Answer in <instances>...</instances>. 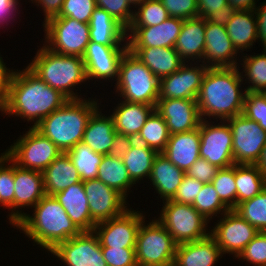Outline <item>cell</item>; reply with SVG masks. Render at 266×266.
<instances>
[{
  "label": "cell",
  "mask_w": 266,
  "mask_h": 266,
  "mask_svg": "<svg viewBox=\"0 0 266 266\" xmlns=\"http://www.w3.org/2000/svg\"><path fill=\"white\" fill-rule=\"evenodd\" d=\"M14 210L19 207L35 206L45 195L42 173L24 169L14 163Z\"/></svg>",
  "instance_id": "27"
},
{
  "label": "cell",
  "mask_w": 266,
  "mask_h": 266,
  "mask_svg": "<svg viewBox=\"0 0 266 266\" xmlns=\"http://www.w3.org/2000/svg\"><path fill=\"white\" fill-rule=\"evenodd\" d=\"M237 206L266 188V177L255 164H235Z\"/></svg>",
  "instance_id": "34"
},
{
  "label": "cell",
  "mask_w": 266,
  "mask_h": 266,
  "mask_svg": "<svg viewBox=\"0 0 266 266\" xmlns=\"http://www.w3.org/2000/svg\"><path fill=\"white\" fill-rule=\"evenodd\" d=\"M155 106L123 101L111 115L116 132L137 137Z\"/></svg>",
  "instance_id": "31"
},
{
  "label": "cell",
  "mask_w": 266,
  "mask_h": 266,
  "mask_svg": "<svg viewBox=\"0 0 266 266\" xmlns=\"http://www.w3.org/2000/svg\"><path fill=\"white\" fill-rule=\"evenodd\" d=\"M88 24L90 41L105 46H120L128 35L127 29L121 23L99 7L94 9Z\"/></svg>",
  "instance_id": "29"
},
{
  "label": "cell",
  "mask_w": 266,
  "mask_h": 266,
  "mask_svg": "<svg viewBox=\"0 0 266 266\" xmlns=\"http://www.w3.org/2000/svg\"><path fill=\"white\" fill-rule=\"evenodd\" d=\"M238 258L245 259L255 266H266V232H259L242 250Z\"/></svg>",
  "instance_id": "48"
},
{
  "label": "cell",
  "mask_w": 266,
  "mask_h": 266,
  "mask_svg": "<svg viewBox=\"0 0 266 266\" xmlns=\"http://www.w3.org/2000/svg\"><path fill=\"white\" fill-rule=\"evenodd\" d=\"M188 67L185 63L178 71L160 79L159 99H196L203 77L209 67Z\"/></svg>",
  "instance_id": "19"
},
{
  "label": "cell",
  "mask_w": 266,
  "mask_h": 266,
  "mask_svg": "<svg viewBox=\"0 0 266 266\" xmlns=\"http://www.w3.org/2000/svg\"><path fill=\"white\" fill-rule=\"evenodd\" d=\"M158 220L177 245L206 238L208 220L192 205L166 200Z\"/></svg>",
  "instance_id": "8"
},
{
  "label": "cell",
  "mask_w": 266,
  "mask_h": 266,
  "mask_svg": "<svg viewBox=\"0 0 266 266\" xmlns=\"http://www.w3.org/2000/svg\"><path fill=\"white\" fill-rule=\"evenodd\" d=\"M155 111L166 121L170 135L197 129L204 119L196 99H158Z\"/></svg>",
  "instance_id": "18"
},
{
  "label": "cell",
  "mask_w": 266,
  "mask_h": 266,
  "mask_svg": "<svg viewBox=\"0 0 266 266\" xmlns=\"http://www.w3.org/2000/svg\"><path fill=\"white\" fill-rule=\"evenodd\" d=\"M5 108V97L0 93V111L4 112Z\"/></svg>",
  "instance_id": "62"
},
{
  "label": "cell",
  "mask_w": 266,
  "mask_h": 266,
  "mask_svg": "<svg viewBox=\"0 0 266 266\" xmlns=\"http://www.w3.org/2000/svg\"><path fill=\"white\" fill-rule=\"evenodd\" d=\"M73 165L76 167L82 181L97 179L99 165L103 154L94 152L83 142L77 143L66 152Z\"/></svg>",
  "instance_id": "38"
},
{
  "label": "cell",
  "mask_w": 266,
  "mask_h": 266,
  "mask_svg": "<svg viewBox=\"0 0 266 266\" xmlns=\"http://www.w3.org/2000/svg\"><path fill=\"white\" fill-rule=\"evenodd\" d=\"M98 107L94 100L69 99L35 128L66 153L82 142L88 121Z\"/></svg>",
  "instance_id": "4"
},
{
  "label": "cell",
  "mask_w": 266,
  "mask_h": 266,
  "mask_svg": "<svg viewBox=\"0 0 266 266\" xmlns=\"http://www.w3.org/2000/svg\"><path fill=\"white\" fill-rule=\"evenodd\" d=\"M82 183L88 199L91 218L96 223L120 216L127 210L126 198L98 178L85 180Z\"/></svg>",
  "instance_id": "16"
},
{
  "label": "cell",
  "mask_w": 266,
  "mask_h": 266,
  "mask_svg": "<svg viewBox=\"0 0 266 266\" xmlns=\"http://www.w3.org/2000/svg\"><path fill=\"white\" fill-rule=\"evenodd\" d=\"M185 171L176 167L162 153L155 157L149 179L163 198L171 200L182 183Z\"/></svg>",
  "instance_id": "30"
},
{
  "label": "cell",
  "mask_w": 266,
  "mask_h": 266,
  "mask_svg": "<svg viewBox=\"0 0 266 266\" xmlns=\"http://www.w3.org/2000/svg\"><path fill=\"white\" fill-rule=\"evenodd\" d=\"M121 46H105L96 42H89L82 57L87 79H108L113 80L119 76V65L123 55L128 51L127 43Z\"/></svg>",
  "instance_id": "17"
},
{
  "label": "cell",
  "mask_w": 266,
  "mask_h": 266,
  "mask_svg": "<svg viewBox=\"0 0 266 266\" xmlns=\"http://www.w3.org/2000/svg\"><path fill=\"white\" fill-rule=\"evenodd\" d=\"M50 252L67 266H107L99 239L93 231L81 232L59 243Z\"/></svg>",
  "instance_id": "15"
},
{
  "label": "cell",
  "mask_w": 266,
  "mask_h": 266,
  "mask_svg": "<svg viewBox=\"0 0 266 266\" xmlns=\"http://www.w3.org/2000/svg\"><path fill=\"white\" fill-rule=\"evenodd\" d=\"M236 67H208L196 102L201 118L215 116L224 122L243 113L245 95L240 89L241 73Z\"/></svg>",
  "instance_id": "3"
},
{
  "label": "cell",
  "mask_w": 266,
  "mask_h": 266,
  "mask_svg": "<svg viewBox=\"0 0 266 266\" xmlns=\"http://www.w3.org/2000/svg\"><path fill=\"white\" fill-rule=\"evenodd\" d=\"M254 9L256 21H257V38L260 39V41L264 45V49L266 48V2L261 5V8ZM257 11V12H256Z\"/></svg>",
  "instance_id": "56"
},
{
  "label": "cell",
  "mask_w": 266,
  "mask_h": 266,
  "mask_svg": "<svg viewBox=\"0 0 266 266\" xmlns=\"http://www.w3.org/2000/svg\"><path fill=\"white\" fill-rule=\"evenodd\" d=\"M97 178L109 187L117 190L126 198L127 189L135 184L124 165L123 159L103 155Z\"/></svg>",
  "instance_id": "35"
},
{
  "label": "cell",
  "mask_w": 266,
  "mask_h": 266,
  "mask_svg": "<svg viewBox=\"0 0 266 266\" xmlns=\"http://www.w3.org/2000/svg\"><path fill=\"white\" fill-rule=\"evenodd\" d=\"M117 92L129 103L156 106L159 99L160 80L129 50L119 65Z\"/></svg>",
  "instance_id": "6"
},
{
  "label": "cell",
  "mask_w": 266,
  "mask_h": 266,
  "mask_svg": "<svg viewBox=\"0 0 266 266\" xmlns=\"http://www.w3.org/2000/svg\"><path fill=\"white\" fill-rule=\"evenodd\" d=\"M34 1V0H32ZM36 3H40V6L43 7L45 11V22L48 21L52 17H56L59 15L64 0H35Z\"/></svg>",
  "instance_id": "57"
},
{
  "label": "cell",
  "mask_w": 266,
  "mask_h": 266,
  "mask_svg": "<svg viewBox=\"0 0 266 266\" xmlns=\"http://www.w3.org/2000/svg\"><path fill=\"white\" fill-rule=\"evenodd\" d=\"M234 9L229 5H225L220 10L211 12L206 18V22H211L217 25L226 26L230 21Z\"/></svg>",
  "instance_id": "54"
},
{
  "label": "cell",
  "mask_w": 266,
  "mask_h": 266,
  "mask_svg": "<svg viewBox=\"0 0 266 266\" xmlns=\"http://www.w3.org/2000/svg\"><path fill=\"white\" fill-rule=\"evenodd\" d=\"M135 141V138L132 136L116 132L108 155L123 159Z\"/></svg>",
  "instance_id": "53"
},
{
  "label": "cell",
  "mask_w": 266,
  "mask_h": 266,
  "mask_svg": "<svg viewBox=\"0 0 266 266\" xmlns=\"http://www.w3.org/2000/svg\"><path fill=\"white\" fill-rule=\"evenodd\" d=\"M203 185V182L185 174L182 183L177 188V191L171 200L180 204L192 205Z\"/></svg>",
  "instance_id": "50"
},
{
  "label": "cell",
  "mask_w": 266,
  "mask_h": 266,
  "mask_svg": "<svg viewBox=\"0 0 266 266\" xmlns=\"http://www.w3.org/2000/svg\"><path fill=\"white\" fill-rule=\"evenodd\" d=\"M130 2V4H135L136 5H139L141 3H143L145 0H128Z\"/></svg>",
  "instance_id": "63"
},
{
  "label": "cell",
  "mask_w": 266,
  "mask_h": 266,
  "mask_svg": "<svg viewBox=\"0 0 266 266\" xmlns=\"http://www.w3.org/2000/svg\"><path fill=\"white\" fill-rule=\"evenodd\" d=\"M204 120V121H203ZM208 121L202 119L200 132V158L207 160L218 168L233 166V135L228 124L209 125Z\"/></svg>",
  "instance_id": "13"
},
{
  "label": "cell",
  "mask_w": 266,
  "mask_h": 266,
  "mask_svg": "<svg viewBox=\"0 0 266 266\" xmlns=\"http://www.w3.org/2000/svg\"><path fill=\"white\" fill-rule=\"evenodd\" d=\"M27 67L68 99H82L70 89L88 80L82 57L61 55L44 46L38 50L34 60Z\"/></svg>",
  "instance_id": "5"
},
{
  "label": "cell",
  "mask_w": 266,
  "mask_h": 266,
  "mask_svg": "<svg viewBox=\"0 0 266 266\" xmlns=\"http://www.w3.org/2000/svg\"><path fill=\"white\" fill-rule=\"evenodd\" d=\"M11 162L12 165L4 166V162ZM3 163V164H2ZM15 182L14 162L3 153L0 157V204L14 208Z\"/></svg>",
  "instance_id": "44"
},
{
  "label": "cell",
  "mask_w": 266,
  "mask_h": 266,
  "mask_svg": "<svg viewBox=\"0 0 266 266\" xmlns=\"http://www.w3.org/2000/svg\"><path fill=\"white\" fill-rule=\"evenodd\" d=\"M138 6H140L138 7L139 11L134 12V17L129 27L155 26L170 18L160 0H145Z\"/></svg>",
  "instance_id": "40"
},
{
  "label": "cell",
  "mask_w": 266,
  "mask_h": 266,
  "mask_svg": "<svg viewBox=\"0 0 266 266\" xmlns=\"http://www.w3.org/2000/svg\"><path fill=\"white\" fill-rule=\"evenodd\" d=\"M234 210L259 232H266V188Z\"/></svg>",
  "instance_id": "39"
},
{
  "label": "cell",
  "mask_w": 266,
  "mask_h": 266,
  "mask_svg": "<svg viewBox=\"0 0 266 266\" xmlns=\"http://www.w3.org/2000/svg\"><path fill=\"white\" fill-rule=\"evenodd\" d=\"M211 184L217 191L221 201L230 209L237 207V187L235 184V164L220 168Z\"/></svg>",
  "instance_id": "41"
},
{
  "label": "cell",
  "mask_w": 266,
  "mask_h": 266,
  "mask_svg": "<svg viewBox=\"0 0 266 266\" xmlns=\"http://www.w3.org/2000/svg\"><path fill=\"white\" fill-rule=\"evenodd\" d=\"M162 154L186 172L200 158L199 127L189 132L171 134Z\"/></svg>",
  "instance_id": "23"
},
{
  "label": "cell",
  "mask_w": 266,
  "mask_h": 266,
  "mask_svg": "<svg viewBox=\"0 0 266 266\" xmlns=\"http://www.w3.org/2000/svg\"><path fill=\"white\" fill-rule=\"evenodd\" d=\"M96 7L104 9L126 29L131 25L134 12L129 10L131 7L128 0H95Z\"/></svg>",
  "instance_id": "47"
},
{
  "label": "cell",
  "mask_w": 266,
  "mask_h": 266,
  "mask_svg": "<svg viewBox=\"0 0 266 266\" xmlns=\"http://www.w3.org/2000/svg\"><path fill=\"white\" fill-rule=\"evenodd\" d=\"M237 53L226 27L206 22L203 58L207 60V64L210 61L209 67H236L237 62L233 56Z\"/></svg>",
  "instance_id": "21"
},
{
  "label": "cell",
  "mask_w": 266,
  "mask_h": 266,
  "mask_svg": "<svg viewBox=\"0 0 266 266\" xmlns=\"http://www.w3.org/2000/svg\"><path fill=\"white\" fill-rule=\"evenodd\" d=\"M219 169L220 168L216 165L210 164L207 160L198 158L197 161H195L185 172V174L206 184L212 182Z\"/></svg>",
  "instance_id": "52"
},
{
  "label": "cell",
  "mask_w": 266,
  "mask_h": 266,
  "mask_svg": "<svg viewBox=\"0 0 266 266\" xmlns=\"http://www.w3.org/2000/svg\"><path fill=\"white\" fill-rule=\"evenodd\" d=\"M266 177V143L262 149L259 160L255 164Z\"/></svg>",
  "instance_id": "61"
},
{
  "label": "cell",
  "mask_w": 266,
  "mask_h": 266,
  "mask_svg": "<svg viewBox=\"0 0 266 266\" xmlns=\"http://www.w3.org/2000/svg\"><path fill=\"white\" fill-rule=\"evenodd\" d=\"M61 153L63 152L49 138L33 126L5 152L19 167L40 172Z\"/></svg>",
  "instance_id": "10"
},
{
  "label": "cell",
  "mask_w": 266,
  "mask_h": 266,
  "mask_svg": "<svg viewBox=\"0 0 266 266\" xmlns=\"http://www.w3.org/2000/svg\"><path fill=\"white\" fill-rule=\"evenodd\" d=\"M41 173L44 191L48 196H53L69 186L82 181L70 157L64 152Z\"/></svg>",
  "instance_id": "28"
},
{
  "label": "cell",
  "mask_w": 266,
  "mask_h": 266,
  "mask_svg": "<svg viewBox=\"0 0 266 266\" xmlns=\"http://www.w3.org/2000/svg\"><path fill=\"white\" fill-rule=\"evenodd\" d=\"M95 8V0H64L62 9L56 17H70L88 24Z\"/></svg>",
  "instance_id": "46"
},
{
  "label": "cell",
  "mask_w": 266,
  "mask_h": 266,
  "mask_svg": "<svg viewBox=\"0 0 266 266\" xmlns=\"http://www.w3.org/2000/svg\"><path fill=\"white\" fill-rule=\"evenodd\" d=\"M205 27L206 20L203 17L198 16L183 21L180 34L174 46L183 61L187 60V58H191L193 61L195 58H203Z\"/></svg>",
  "instance_id": "26"
},
{
  "label": "cell",
  "mask_w": 266,
  "mask_h": 266,
  "mask_svg": "<svg viewBox=\"0 0 266 266\" xmlns=\"http://www.w3.org/2000/svg\"><path fill=\"white\" fill-rule=\"evenodd\" d=\"M244 58L243 70L249 79V83L253 86H248L245 92H261L266 93V48L263 54Z\"/></svg>",
  "instance_id": "42"
},
{
  "label": "cell",
  "mask_w": 266,
  "mask_h": 266,
  "mask_svg": "<svg viewBox=\"0 0 266 266\" xmlns=\"http://www.w3.org/2000/svg\"><path fill=\"white\" fill-rule=\"evenodd\" d=\"M44 27L49 44L45 47L61 55L83 57L90 42L89 24L70 17H52Z\"/></svg>",
  "instance_id": "9"
},
{
  "label": "cell",
  "mask_w": 266,
  "mask_h": 266,
  "mask_svg": "<svg viewBox=\"0 0 266 266\" xmlns=\"http://www.w3.org/2000/svg\"><path fill=\"white\" fill-rule=\"evenodd\" d=\"M69 99L36 76L28 67L13 72L5 96L4 112L35 120L33 127Z\"/></svg>",
  "instance_id": "1"
},
{
  "label": "cell",
  "mask_w": 266,
  "mask_h": 266,
  "mask_svg": "<svg viewBox=\"0 0 266 266\" xmlns=\"http://www.w3.org/2000/svg\"><path fill=\"white\" fill-rule=\"evenodd\" d=\"M228 4L234 10H254L256 8L255 0H228Z\"/></svg>",
  "instance_id": "60"
},
{
  "label": "cell",
  "mask_w": 266,
  "mask_h": 266,
  "mask_svg": "<svg viewBox=\"0 0 266 266\" xmlns=\"http://www.w3.org/2000/svg\"><path fill=\"white\" fill-rule=\"evenodd\" d=\"M198 1V16L204 19L214 11L220 10L228 4V0H197Z\"/></svg>",
  "instance_id": "55"
},
{
  "label": "cell",
  "mask_w": 266,
  "mask_h": 266,
  "mask_svg": "<svg viewBox=\"0 0 266 266\" xmlns=\"http://www.w3.org/2000/svg\"><path fill=\"white\" fill-rule=\"evenodd\" d=\"M254 10H235L227 23V33L238 52L253 46L257 38V21Z\"/></svg>",
  "instance_id": "33"
},
{
  "label": "cell",
  "mask_w": 266,
  "mask_h": 266,
  "mask_svg": "<svg viewBox=\"0 0 266 266\" xmlns=\"http://www.w3.org/2000/svg\"><path fill=\"white\" fill-rule=\"evenodd\" d=\"M232 131L235 164H256L266 143V132L244 114L226 120Z\"/></svg>",
  "instance_id": "11"
},
{
  "label": "cell",
  "mask_w": 266,
  "mask_h": 266,
  "mask_svg": "<svg viewBox=\"0 0 266 266\" xmlns=\"http://www.w3.org/2000/svg\"><path fill=\"white\" fill-rule=\"evenodd\" d=\"M142 213L126 210L120 216L99 222L94 227L101 248H135Z\"/></svg>",
  "instance_id": "12"
},
{
  "label": "cell",
  "mask_w": 266,
  "mask_h": 266,
  "mask_svg": "<svg viewBox=\"0 0 266 266\" xmlns=\"http://www.w3.org/2000/svg\"><path fill=\"white\" fill-rule=\"evenodd\" d=\"M98 109L90 117L82 142L94 152L108 154L116 133L112 117H104Z\"/></svg>",
  "instance_id": "32"
},
{
  "label": "cell",
  "mask_w": 266,
  "mask_h": 266,
  "mask_svg": "<svg viewBox=\"0 0 266 266\" xmlns=\"http://www.w3.org/2000/svg\"><path fill=\"white\" fill-rule=\"evenodd\" d=\"M160 80L179 70L185 63L175 47H128Z\"/></svg>",
  "instance_id": "24"
},
{
  "label": "cell",
  "mask_w": 266,
  "mask_h": 266,
  "mask_svg": "<svg viewBox=\"0 0 266 266\" xmlns=\"http://www.w3.org/2000/svg\"><path fill=\"white\" fill-rule=\"evenodd\" d=\"M138 230L135 255L138 266H173L177 244L166 228L153 220Z\"/></svg>",
  "instance_id": "7"
},
{
  "label": "cell",
  "mask_w": 266,
  "mask_h": 266,
  "mask_svg": "<svg viewBox=\"0 0 266 266\" xmlns=\"http://www.w3.org/2000/svg\"><path fill=\"white\" fill-rule=\"evenodd\" d=\"M158 152L145 144L135 141L123 157L124 165L131 180L136 184L143 177L150 176L151 168Z\"/></svg>",
  "instance_id": "36"
},
{
  "label": "cell",
  "mask_w": 266,
  "mask_h": 266,
  "mask_svg": "<svg viewBox=\"0 0 266 266\" xmlns=\"http://www.w3.org/2000/svg\"><path fill=\"white\" fill-rule=\"evenodd\" d=\"M192 206L207 220L216 213H226L230 210L220 199L217 191L211 183L203 185L201 191L194 200Z\"/></svg>",
  "instance_id": "43"
},
{
  "label": "cell",
  "mask_w": 266,
  "mask_h": 266,
  "mask_svg": "<svg viewBox=\"0 0 266 266\" xmlns=\"http://www.w3.org/2000/svg\"><path fill=\"white\" fill-rule=\"evenodd\" d=\"M224 216L211 230L210 235L215 239L222 254L231 253L238 257L259 231L234 209L228 210Z\"/></svg>",
  "instance_id": "14"
},
{
  "label": "cell",
  "mask_w": 266,
  "mask_h": 266,
  "mask_svg": "<svg viewBox=\"0 0 266 266\" xmlns=\"http://www.w3.org/2000/svg\"><path fill=\"white\" fill-rule=\"evenodd\" d=\"M170 133L164 118L155 110L147 118L135 140L162 153L169 141Z\"/></svg>",
  "instance_id": "37"
},
{
  "label": "cell",
  "mask_w": 266,
  "mask_h": 266,
  "mask_svg": "<svg viewBox=\"0 0 266 266\" xmlns=\"http://www.w3.org/2000/svg\"><path fill=\"white\" fill-rule=\"evenodd\" d=\"M81 232H91L97 224L90 215L88 199L82 181L53 195Z\"/></svg>",
  "instance_id": "22"
},
{
  "label": "cell",
  "mask_w": 266,
  "mask_h": 266,
  "mask_svg": "<svg viewBox=\"0 0 266 266\" xmlns=\"http://www.w3.org/2000/svg\"><path fill=\"white\" fill-rule=\"evenodd\" d=\"M169 17L187 20L198 17L197 0H160Z\"/></svg>",
  "instance_id": "49"
},
{
  "label": "cell",
  "mask_w": 266,
  "mask_h": 266,
  "mask_svg": "<svg viewBox=\"0 0 266 266\" xmlns=\"http://www.w3.org/2000/svg\"><path fill=\"white\" fill-rule=\"evenodd\" d=\"M183 19L170 17L159 25L128 27V47H174L183 25ZM131 38V40H130Z\"/></svg>",
  "instance_id": "20"
},
{
  "label": "cell",
  "mask_w": 266,
  "mask_h": 266,
  "mask_svg": "<svg viewBox=\"0 0 266 266\" xmlns=\"http://www.w3.org/2000/svg\"><path fill=\"white\" fill-rule=\"evenodd\" d=\"M243 113L266 132V93L245 92Z\"/></svg>",
  "instance_id": "45"
},
{
  "label": "cell",
  "mask_w": 266,
  "mask_h": 266,
  "mask_svg": "<svg viewBox=\"0 0 266 266\" xmlns=\"http://www.w3.org/2000/svg\"><path fill=\"white\" fill-rule=\"evenodd\" d=\"M7 70L9 69L6 68L5 64L3 63L2 57H0V93L4 97L6 96L11 75L13 73V71L10 72V70L9 71Z\"/></svg>",
  "instance_id": "58"
},
{
  "label": "cell",
  "mask_w": 266,
  "mask_h": 266,
  "mask_svg": "<svg viewBox=\"0 0 266 266\" xmlns=\"http://www.w3.org/2000/svg\"><path fill=\"white\" fill-rule=\"evenodd\" d=\"M107 266H138L135 248H101Z\"/></svg>",
  "instance_id": "51"
},
{
  "label": "cell",
  "mask_w": 266,
  "mask_h": 266,
  "mask_svg": "<svg viewBox=\"0 0 266 266\" xmlns=\"http://www.w3.org/2000/svg\"><path fill=\"white\" fill-rule=\"evenodd\" d=\"M34 208L33 217L12 210L9 220L40 247L52 251L59 243L81 233L54 196L45 195Z\"/></svg>",
  "instance_id": "2"
},
{
  "label": "cell",
  "mask_w": 266,
  "mask_h": 266,
  "mask_svg": "<svg viewBox=\"0 0 266 266\" xmlns=\"http://www.w3.org/2000/svg\"><path fill=\"white\" fill-rule=\"evenodd\" d=\"M18 0H0V23L7 21L8 16L13 15V11L18 4Z\"/></svg>",
  "instance_id": "59"
},
{
  "label": "cell",
  "mask_w": 266,
  "mask_h": 266,
  "mask_svg": "<svg viewBox=\"0 0 266 266\" xmlns=\"http://www.w3.org/2000/svg\"><path fill=\"white\" fill-rule=\"evenodd\" d=\"M215 239L206 238L177 245L173 266H214L221 256Z\"/></svg>",
  "instance_id": "25"
}]
</instances>
